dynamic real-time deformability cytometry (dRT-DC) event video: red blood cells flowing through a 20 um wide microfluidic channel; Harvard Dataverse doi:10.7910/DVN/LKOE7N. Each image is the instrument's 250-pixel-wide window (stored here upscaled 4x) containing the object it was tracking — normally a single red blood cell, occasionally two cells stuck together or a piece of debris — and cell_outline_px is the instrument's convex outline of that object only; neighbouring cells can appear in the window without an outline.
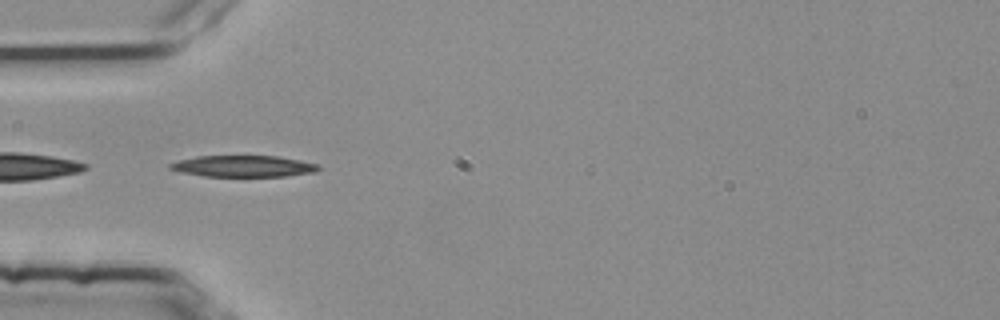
{"species": "common noctule bat (a hibernating species)", "species_latin": "Nyctalus noctula", "temperature_condition": "room temperature", "stored_images_in_passage": 2, "camera_frame_rate_fps": 3000, "um_per_image_px": 0.085, "animal": {"sex": "female", "body_mass_g": 25.1}, "frame": {"image": 1, "passage_image": 1, "time_ms": 0.0, "image_size_px": [1000, 320], "cell_outline_px": [[320, 168], [316, 172], [284, 176], [204, 176], [180, 172], [168, 168], [168, 164], [176, 160], [196, 156], [276, 156], [300, 160], [320, 164]], "centroid_in_image_um": [20.66, 14.12], "position_along_channel_um": 64.3, "area_um2": 18.61}}